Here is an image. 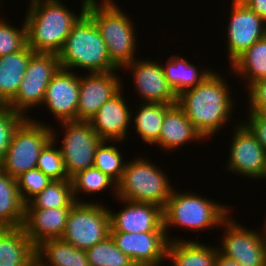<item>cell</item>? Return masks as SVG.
<instances>
[{
    "label": "cell",
    "mask_w": 266,
    "mask_h": 266,
    "mask_svg": "<svg viewBox=\"0 0 266 266\" xmlns=\"http://www.w3.org/2000/svg\"><path fill=\"white\" fill-rule=\"evenodd\" d=\"M215 71L177 96V105L206 140L223 130L235 109L229 82Z\"/></svg>",
    "instance_id": "cell-1"
},
{
    "label": "cell",
    "mask_w": 266,
    "mask_h": 266,
    "mask_svg": "<svg viewBox=\"0 0 266 266\" xmlns=\"http://www.w3.org/2000/svg\"><path fill=\"white\" fill-rule=\"evenodd\" d=\"M88 2L82 0L78 14L62 0H30L23 18L27 26V45L36 53L58 54L73 26L86 13Z\"/></svg>",
    "instance_id": "cell-2"
},
{
    "label": "cell",
    "mask_w": 266,
    "mask_h": 266,
    "mask_svg": "<svg viewBox=\"0 0 266 266\" xmlns=\"http://www.w3.org/2000/svg\"><path fill=\"white\" fill-rule=\"evenodd\" d=\"M100 2L89 0L86 14L98 27L111 62L121 70L136 59L138 51L136 28L131 20L133 18L121 10L122 7L120 8L114 0H100Z\"/></svg>",
    "instance_id": "cell-3"
},
{
    "label": "cell",
    "mask_w": 266,
    "mask_h": 266,
    "mask_svg": "<svg viewBox=\"0 0 266 266\" xmlns=\"http://www.w3.org/2000/svg\"><path fill=\"white\" fill-rule=\"evenodd\" d=\"M63 69L87 70V73H103L119 70L110 60L104 39L95 22L85 13L57 54Z\"/></svg>",
    "instance_id": "cell-4"
},
{
    "label": "cell",
    "mask_w": 266,
    "mask_h": 266,
    "mask_svg": "<svg viewBox=\"0 0 266 266\" xmlns=\"http://www.w3.org/2000/svg\"><path fill=\"white\" fill-rule=\"evenodd\" d=\"M221 204L196 192H180L179 189L177 191L175 187L163 209L164 229L168 241L171 242L169 228L180 227L198 232L220 227L234 210L232 206Z\"/></svg>",
    "instance_id": "cell-5"
},
{
    "label": "cell",
    "mask_w": 266,
    "mask_h": 266,
    "mask_svg": "<svg viewBox=\"0 0 266 266\" xmlns=\"http://www.w3.org/2000/svg\"><path fill=\"white\" fill-rule=\"evenodd\" d=\"M142 157L126 163L116 199L151 203L164 209L175 186L160 166Z\"/></svg>",
    "instance_id": "cell-6"
},
{
    "label": "cell",
    "mask_w": 266,
    "mask_h": 266,
    "mask_svg": "<svg viewBox=\"0 0 266 266\" xmlns=\"http://www.w3.org/2000/svg\"><path fill=\"white\" fill-rule=\"evenodd\" d=\"M31 118L26 117L16 128L0 164V168L15 179L36 168L41 151L53 139L52 126Z\"/></svg>",
    "instance_id": "cell-7"
},
{
    "label": "cell",
    "mask_w": 266,
    "mask_h": 266,
    "mask_svg": "<svg viewBox=\"0 0 266 266\" xmlns=\"http://www.w3.org/2000/svg\"><path fill=\"white\" fill-rule=\"evenodd\" d=\"M109 208L103 203L76 202L67 216L60 239L78 249L87 250L110 236Z\"/></svg>",
    "instance_id": "cell-8"
},
{
    "label": "cell",
    "mask_w": 266,
    "mask_h": 266,
    "mask_svg": "<svg viewBox=\"0 0 266 266\" xmlns=\"http://www.w3.org/2000/svg\"><path fill=\"white\" fill-rule=\"evenodd\" d=\"M60 68L57 54L35 52L29 59L16 96L7 106L25 117H30L27 110L38 105L42 106L46 88Z\"/></svg>",
    "instance_id": "cell-9"
},
{
    "label": "cell",
    "mask_w": 266,
    "mask_h": 266,
    "mask_svg": "<svg viewBox=\"0 0 266 266\" xmlns=\"http://www.w3.org/2000/svg\"><path fill=\"white\" fill-rule=\"evenodd\" d=\"M223 228L219 253L242 266H266V237L250 230L229 215L220 225Z\"/></svg>",
    "instance_id": "cell-10"
},
{
    "label": "cell",
    "mask_w": 266,
    "mask_h": 266,
    "mask_svg": "<svg viewBox=\"0 0 266 266\" xmlns=\"http://www.w3.org/2000/svg\"><path fill=\"white\" fill-rule=\"evenodd\" d=\"M61 143L58 145L64 160L68 178L93 167L95 152L101 140L89 121H62Z\"/></svg>",
    "instance_id": "cell-11"
},
{
    "label": "cell",
    "mask_w": 266,
    "mask_h": 266,
    "mask_svg": "<svg viewBox=\"0 0 266 266\" xmlns=\"http://www.w3.org/2000/svg\"><path fill=\"white\" fill-rule=\"evenodd\" d=\"M240 122L239 120L237 126L235 125L230 139L229 159L225 168L228 172L242 175V178L266 180V151L251 131Z\"/></svg>",
    "instance_id": "cell-12"
},
{
    "label": "cell",
    "mask_w": 266,
    "mask_h": 266,
    "mask_svg": "<svg viewBox=\"0 0 266 266\" xmlns=\"http://www.w3.org/2000/svg\"><path fill=\"white\" fill-rule=\"evenodd\" d=\"M227 31L229 65L246 49L266 36V22L240 0L231 1Z\"/></svg>",
    "instance_id": "cell-13"
},
{
    "label": "cell",
    "mask_w": 266,
    "mask_h": 266,
    "mask_svg": "<svg viewBox=\"0 0 266 266\" xmlns=\"http://www.w3.org/2000/svg\"><path fill=\"white\" fill-rule=\"evenodd\" d=\"M130 71L141 102L177 104V95L168 85L161 62L135 59L121 70ZM130 69V70H129Z\"/></svg>",
    "instance_id": "cell-14"
},
{
    "label": "cell",
    "mask_w": 266,
    "mask_h": 266,
    "mask_svg": "<svg viewBox=\"0 0 266 266\" xmlns=\"http://www.w3.org/2000/svg\"><path fill=\"white\" fill-rule=\"evenodd\" d=\"M116 71L87 73L80 75L79 102L76 120L89 121L100 107L113 97L123 86Z\"/></svg>",
    "instance_id": "cell-15"
},
{
    "label": "cell",
    "mask_w": 266,
    "mask_h": 266,
    "mask_svg": "<svg viewBox=\"0 0 266 266\" xmlns=\"http://www.w3.org/2000/svg\"><path fill=\"white\" fill-rule=\"evenodd\" d=\"M79 86V74L63 68L49 82L42 105L46 106L57 122L76 120Z\"/></svg>",
    "instance_id": "cell-16"
},
{
    "label": "cell",
    "mask_w": 266,
    "mask_h": 266,
    "mask_svg": "<svg viewBox=\"0 0 266 266\" xmlns=\"http://www.w3.org/2000/svg\"><path fill=\"white\" fill-rule=\"evenodd\" d=\"M118 201L125 205L116 213L109 209L110 233L165 231L163 208L151 203L131 202L124 199H118Z\"/></svg>",
    "instance_id": "cell-17"
},
{
    "label": "cell",
    "mask_w": 266,
    "mask_h": 266,
    "mask_svg": "<svg viewBox=\"0 0 266 266\" xmlns=\"http://www.w3.org/2000/svg\"><path fill=\"white\" fill-rule=\"evenodd\" d=\"M110 236L133 263L163 264L166 261L169 241L165 231L110 233Z\"/></svg>",
    "instance_id": "cell-18"
},
{
    "label": "cell",
    "mask_w": 266,
    "mask_h": 266,
    "mask_svg": "<svg viewBox=\"0 0 266 266\" xmlns=\"http://www.w3.org/2000/svg\"><path fill=\"white\" fill-rule=\"evenodd\" d=\"M124 87L106 101L89 120L91 127L101 140L123 142L132 126V111L122 93Z\"/></svg>",
    "instance_id": "cell-19"
},
{
    "label": "cell",
    "mask_w": 266,
    "mask_h": 266,
    "mask_svg": "<svg viewBox=\"0 0 266 266\" xmlns=\"http://www.w3.org/2000/svg\"><path fill=\"white\" fill-rule=\"evenodd\" d=\"M71 208L25 209L23 228L35 247L62 237Z\"/></svg>",
    "instance_id": "cell-20"
},
{
    "label": "cell",
    "mask_w": 266,
    "mask_h": 266,
    "mask_svg": "<svg viewBox=\"0 0 266 266\" xmlns=\"http://www.w3.org/2000/svg\"><path fill=\"white\" fill-rule=\"evenodd\" d=\"M206 140L187 118L184 111L173 105L164 116L163 125L158 141L154 146H159L163 151L178 150L188 142Z\"/></svg>",
    "instance_id": "cell-21"
},
{
    "label": "cell",
    "mask_w": 266,
    "mask_h": 266,
    "mask_svg": "<svg viewBox=\"0 0 266 266\" xmlns=\"http://www.w3.org/2000/svg\"><path fill=\"white\" fill-rule=\"evenodd\" d=\"M0 266H36V247L23 226L0 228Z\"/></svg>",
    "instance_id": "cell-22"
},
{
    "label": "cell",
    "mask_w": 266,
    "mask_h": 266,
    "mask_svg": "<svg viewBox=\"0 0 266 266\" xmlns=\"http://www.w3.org/2000/svg\"><path fill=\"white\" fill-rule=\"evenodd\" d=\"M207 245L173 236L167 246L166 260L172 266H215L218 245Z\"/></svg>",
    "instance_id": "cell-23"
},
{
    "label": "cell",
    "mask_w": 266,
    "mask_h": 266,
    "mask_svg": "<svg viewBox=\"0 0 266 266\" xmlns=\"http://www.w3.org/2000/svg\"><path fill=\"white\" fill-rule=\"evenodd\" d=\"M34 53L26 45L18 52L0 57V105H7L16 96Z\"/></svg>",
    "instance_id": "cell-24"
},
{
    "label": "cell",
    "mask_w": 266,
    "mask_h": 266,
    "mask_svg": "<svg viewBox=\"0 0 266 266\" xmlns=\"http://www.w3.org/2000/svg\"><path fill=\"white\" fill-rule=\"evenodd\" d=\"M36 266H90L85 250L62 239H49L36 247Z\"/></svg>",
    "instance_id": "cell-25"
},
{
    "label": "cell",
    "mask_w": 266,
    "mask_h": 266,
    "mask_svg": "<svg viewBox=\"0 0 266 266\" xmlns=\"http://www.w3.org/2000/svg\"><path fill=\"white\" fill-rule=\"evenodd\" d=\"M161 66L168 82V85L178 96L182 91L193 88L200 84L211 72L212 69L196 67L185 57L177 54L170 55ZM200 69V70H198Z\"/></svg>",
    "instance_id": "cell-26"
},
{
    "label": "cell",
    "mask_w": 266,
    "mask_h": 266,
    "mask_svg": "<svg viewBox=\"0 0 266 266\" xmlns=\"http://www.w3.org/2000/svg\"><path fill=\"white\" fill-rule=\"evenodd\" d=\"M173 105L175 104L141 102L136 106V112H131V122L135 126L133 130L146 145L152 146L158 141L165 113Z\"/></svg>",
    "instance_id": "cell-27"
},
{
    "label": "cell",
    "mask_w": 266,
    "mask_h": 266,
    "mask_svg": "<svg viewBox=\"0 0 266 266\" xmlns=\"http://www.w3.org/2000/svg\"><path fill=\"white\" fill-rule=\"evenodd\" d=\"M25 220L17 180L0 168V227H20Z\"/></svg>",
    "instance_id": "cell-28"
},
{
    "label": "cell",
    "mask_w": 266,
    "mask_h": 266,
    "mask_svg": "<svg viewBox=\"0 0 266 266\" xmlns=\"http://www.w3.org/2000/svg\"><path fill=\"white\" fill-rule=\"evenodd\" d=\"M230 71L242 81L245 87L253 82L266 78V36L254 43L240 54L230 65Z\"/></svg>",
    "instance_id": "cell-29"
},
{
    "label": "cell",
    "mask_w": 266,
    "mask_h": 266,
    "mask_svg": "<svg viewBox=\"0 0 266 266\" xmlns=\"http://www.w3.org/2000/svg\"><path fill=\"white\" fill-rule=\"evenodd\" d=\"M75 203L71 179L52 180L25 204V209L71 208Z\"/></svg>",
    "instance_id": "cell-30"
},
{
    "label": "cell",
    "mask_w": 266,
    "mask_h": 266,
    "mask_svg": "<svg viewBox=\"0 0 266 266\" xmlns=\"http://www.w3.org/2000/svg\"><path fill=\"white\" fill-rule=\"evenodd\" d=\"M71 182L74 200L79 203H85L83 199H78L80 193H84L86 196V194L91 195V193L103 192L105 189L110 188L111 193L113 191L114 193L112 194L117 196V184L94 166L78 172L71 178Z\"/></svg>",
    "instance_id": "cell-31"
},
{
    "label": "cell",
    "mask_w": 266,
    "mask_h": 266,
    "mask_svg": "<svg viewBox=\"0 0 266 266\" xmlns=\"http://www.w3.org/2000/svg\"><path fill=\"white\" fill-rule=\"evenodd\" d=\"M109 142H113L112 145H110ZM119 142L121 144V141L103 140L97 146L93 162L95 168L110 177L116 184L122 179L127 163V161L123 159L124 157L122 156L120 149L115 145L116 143L119 144Z\"/></svg>",
    "instance_id": "cell-32"
},
{
    "label": "cell",
    "mask_w": 266,
    "mask_h": 266,
    "mask_svg": "<svg viewBox=\"0 0 266 266\" xmlns=\"http://www.w3.org/2000/svg\"><path fill=\"white\" fill-rule=\"evenodd\" d=\"M90 266H130L133 261L115 244L111 236L85 250Z\"/></svg>",
    "instance_id": "cell-33"
},
{
    "label": "cell",
    "mask_w": 266,
    "mask_h": 266,
    "mask_svg": "<svg viewBox=\"0 0 266 266\" xmlns=\"http://www.w3.org/2000/svg\"><path fill=\"white\" fill-rule=\"evenodd\" d=\"M51 130L53 139L41 151L36 167L52 180L69 179L61 150L56 146L58 134L56 129Z\"/></svg>",
    "instance_id": "cell-34"
},
{
    "label": "cell",
    "mask_w": 266,
    "mask_h": 266,
    "mask_svg": "<svg viewBox=\"0 0 266 266\" xmlns=\"http://www.w3.org/2000/svg\"><path fill=\"white\" fill-rule=\"evenodd\" d=\"M7 20V21H6ZM0 18V57L22 50L27 45V26L25 20L21 28L12 26L10 20Z\"/></svg>",
    "instance_id": "cell-35"
},
{
    "label": "cell",
    "mask_w": 266,
    "mask_h": 266,
    "mask_svg": "<svg viewBox=\"0 0 266 266\" xmlns=\"http://www.w3.org/2000/svg\"><path fill=\"white\" fill-rule=\"evenodd\" d=\"M21 200L26 204L52 181L37 167L16 178Z\"/></svg>",
    "instance_id": "cell-36"
},
{
    "label": "cell",
    "mask_w": 266,
    "mask_h": 266,
    "mask_svg": "<svg viewBox=\"0 0 266 266\" xmlns=\"http://www.w3.org/2000/svg\"><path fill=\"white\" fill-rule=\"evenodd\" d=\"M26 117L7 105H0V164L11 143L14 131Z\"/></svg>",
    "instance_id": "cell-37"
},
{
    "label": "cell",
    "mask_w": 266,
    "mask_h": 266,
    "mask_svg": "<svg viewBox=\"0 0 266 266\" xmlns=\"http://www.w3.org/2000/svg\"><path fill=\"white\" fill-rule=\"evenodd\" d=\"M247 94L248 112L266 113V78L253 82Z\"/></svg>",
    "instance_id": "cell-38"
},
{
    "label": "cell",
    "mask_w": 266,
    "mask_h": 266,
    "mask_svg": "<svg viewBox=\"0 0 266 266\" xmlns=\"http://www.w3.org/2000/svg\"><path fill=\"white\" fill-rule=\"evenodd\" d=\"M247 120L242 123L251 131L266 151V113L247 112ZM249 120V121H248Z\"/></svg>",
    "instance_id": "cell-39"
},
{
    "label": "cell",
    "mask_w": 266,
    "mask_h": 266,
    "mask_svg": "<svg viewBox=\"0 0 266 266\" xmlns=\"http://www.w3.org/2000/svg\"><path fill=\"white\" fill-rule=\"evenodd\" d=\"M266 22V0H240Z\"/></svg>",
    "instance_id": "cell-40"
},
{
    "label": "cell",
    "mask_w": 266,
    "mask_h": 266,
    "mask_svg": "<svg viewBox=\"0 0 266 266\" xmlns=\"http://www.w3.org/2000/svg\"><path fill=\"white\" fill-rule=\"evenodd\" d=\"M215 266H242L239 262L226 258L219 252L216 256Z\"/></svg>",
    "instance_id": "cell-41"
},
{
    "label": "cell",
    "mask_w": 266,
    "mask_h": 266,
    "mask_svg": "<svg viewBox=\"0 0 266 266\" xmlns=\"http://www.w3.org/2000/svg\"><path fill=\"white\" fill-rule=\"evenodd\" d=\"M162 264L132 263L130 266H161Z\"/></svg>",
    "instance_id": "cell-42"
},
{
    "label": "cell",
    "mask_w": 266,
    "mask_h": 266,
    "mask_svg": "<svg viewBox=\"0 0 266 266\" xmlns=\"http://www.w3.org/2000/svg\"><path fill=\"white\" fill-rule=\"evenodd\" d=\"M265 227L264 230L262 231L265 235H266V218H265V223H264Z\"/></svg>",
    "instance_id": "cell-43"
}]
</instances>
